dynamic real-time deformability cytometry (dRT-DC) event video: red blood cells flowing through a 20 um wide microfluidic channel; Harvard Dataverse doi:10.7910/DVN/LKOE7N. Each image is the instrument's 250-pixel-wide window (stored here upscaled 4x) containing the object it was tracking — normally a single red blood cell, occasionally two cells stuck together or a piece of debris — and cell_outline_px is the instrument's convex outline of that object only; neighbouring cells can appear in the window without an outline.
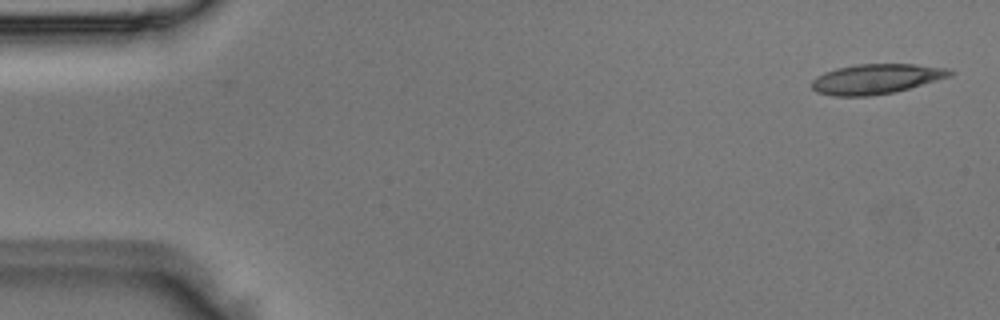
{"species": "Egyptian fruit bat (a non-hibernating species)", "species_latin": "Rousettus aegyptiacus", "temperature_condition": "room temperature", "stored_images_in_passage": 6, "segment_of_instrument_passage": [2, 2], "camera_frame_rate_fps": 3000, "um_per_image_px": 0.085, "animal": {"sex": "male"}, "frame": {"image": 1, "passage_image": 6, "time_ms": 1.667, "image_size_px": [1000, 320], "cell_outline_px": [[956, 72], [952, 76], [896, 92], [868, 96], [832, 96], [816, 92], [812, 88], [812, 80], [816, 76], [824, 72], [836, 68], [856, 64], [916, 64], [948, 68]], "centroid_in_image_um": [74.49, 6.71], "position_along_channel_um": 10.5, "area_um2": 24.39}}